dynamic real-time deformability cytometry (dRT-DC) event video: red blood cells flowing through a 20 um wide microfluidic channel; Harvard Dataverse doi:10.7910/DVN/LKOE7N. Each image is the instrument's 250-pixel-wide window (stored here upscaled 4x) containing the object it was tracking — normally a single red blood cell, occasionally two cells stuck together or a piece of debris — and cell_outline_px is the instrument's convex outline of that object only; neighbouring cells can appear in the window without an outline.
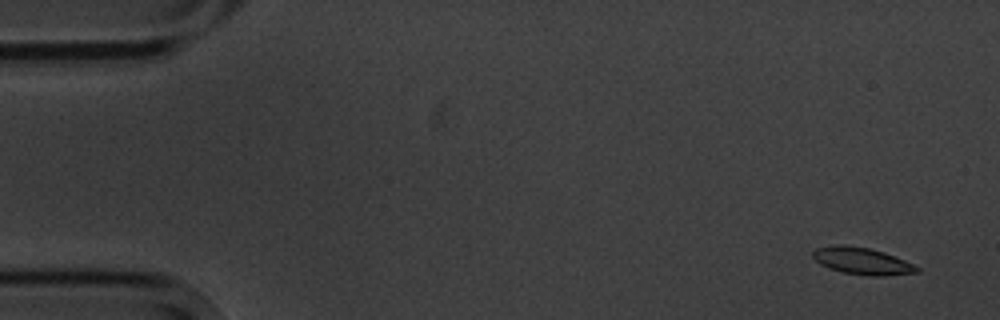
{"species": "common noctule bat (a hibernating species)", "species_latin": "Nyctalus noctula", "temperature_condition": "cold", "stored_images_in_passage": 4, "camera_frame_rate_fps": 3000, "um_per_image_px": 0.085, "animal": {"sex": "male", "body_mass_g": 20.1, "forearm_length_mm": 53.5}, "frame": {"image": 1, "passage_image": 1, "time_ms": 0.0, "image_size_px": [1000, 320], "cell_outline_px": [[920, 272], [884, 276], [868, 276], [844, 272], [828, 268], [820, 264], [812, 256], [812, 252], [816, 248], [836, 244], [844, 244], [868, 248], [884, 252], [904, 260], [920, 268]], "centroid_in_image_um": [73.26, 22.18], "position_along_channel_um": 11.7, "area_um2": 16.36}}
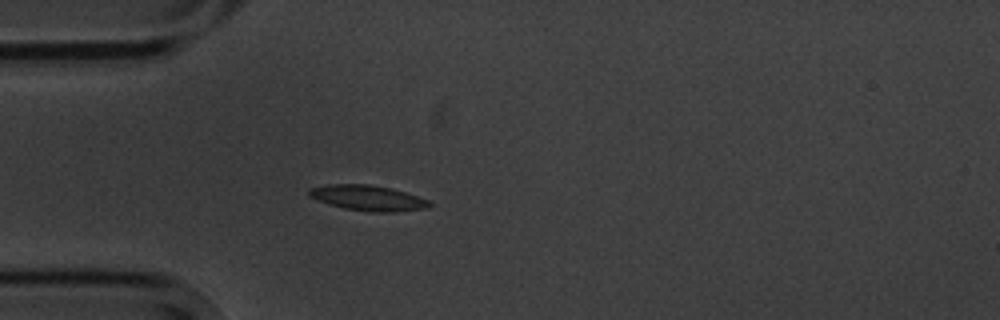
{"frame": {"image": 2, "passage_image": 4, "time_ms": 4.333, "image_size_px": [1000, 320], "cell_outline_px": [[432, 204], [424, 208], [396, 212], [368, 212], [344, 208], [316, 200], [308, 196], [308, 188], [328, 184], [368, 184], [392, 188], [428, 200]], "centroid_in_image_um": [31.21, 16.82], "position_along_channel_um": 53.8, "area_um2": 17.8}}